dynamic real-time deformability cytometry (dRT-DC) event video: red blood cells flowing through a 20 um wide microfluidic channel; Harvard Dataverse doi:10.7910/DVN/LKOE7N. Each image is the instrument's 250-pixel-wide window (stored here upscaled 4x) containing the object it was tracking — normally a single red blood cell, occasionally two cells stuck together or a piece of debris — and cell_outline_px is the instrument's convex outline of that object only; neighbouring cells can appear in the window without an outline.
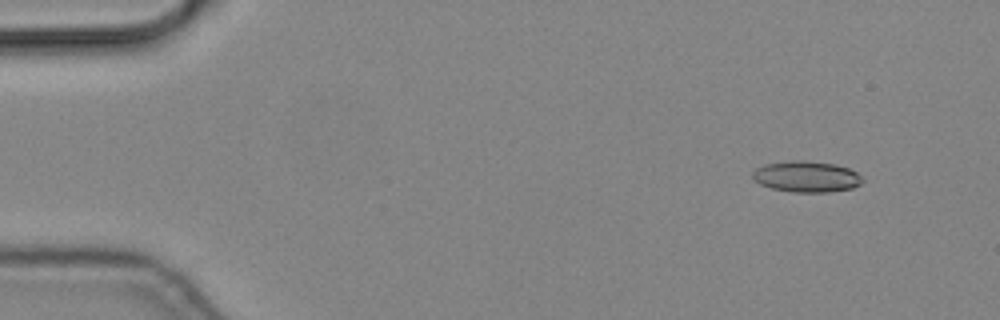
{"species": "common noctule bat (a hibernating species)", "species_latin": "Nyctalus noctula", "temperature_condition": "cold", "stored_images_in_passage": 57, "camera_frame_rate_fps": 3000, "um_per_image_px": 0.085, "animal": {"sex": "male", "body_mass_g": 19.2, "forearm_length_mm": 51.8}, "frame": {"image": 1, "passage_image": 6, "time_ms": 1.667, "image_size_px": [1000, 320], "cell_outline_px": [[864, 180], [860, 184], [852, 188], [828, 192], [792, 192], [772, 188], [760, 184], [752, 180], [752, 172], [756, 168], [764, 164], [792, 160], [804, 160], [832, 164], [848, 168], [856, 172]], "centroid_in_image_um": [68.51, 15.01], "position_along_channel_um": 16.5, "area_um2": 19.88}}
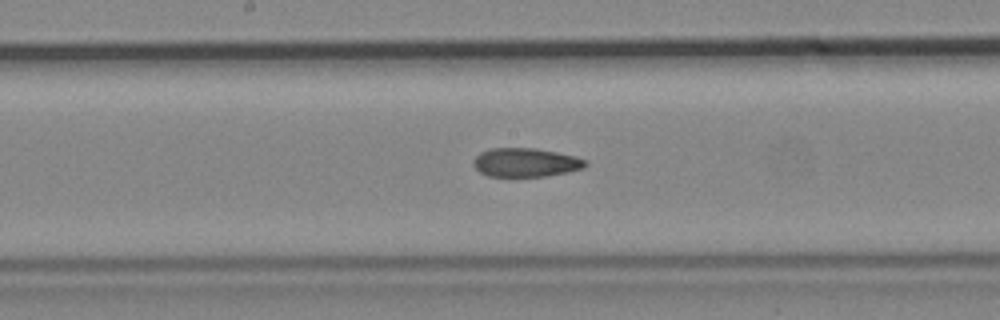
{"frame": {"image": 2, "passage_image": 30, "time_ms": 9.667, "image_size_px": [1000, 320], "cell_outline_px": [[588, 164], [584, 168], [568, 172], [548, 176], [488, 176], [480, 172], [472, 164], [472, 160], [480, 152], [492, 148], [536, 148], [576, 156], [584, 160]], "centroid_in_image_um": [44.67, 13.81], "position_along_channel_um": 203.5, "area_um2": 18.84}}
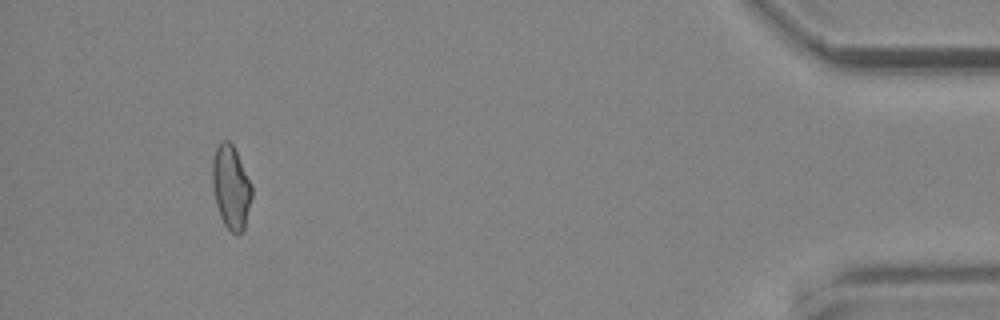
{"frame": {"image": 3, "passage_image": 53, "time_ms": 17.333, "image_size_px": [1000, 320], "cell_outline_px": [[252, 196], [244, 228], [236, 236], [224, 224], [220, 216], [216, 204], [212, 188], [212, 160], [216, 148], [224, 140], [228, 140], [232, 144], [252, 184]], "centroid_in_image_um": [19.63, 15.92], "position_along_channel_um": 415.6, "area_um2": 19.07}}